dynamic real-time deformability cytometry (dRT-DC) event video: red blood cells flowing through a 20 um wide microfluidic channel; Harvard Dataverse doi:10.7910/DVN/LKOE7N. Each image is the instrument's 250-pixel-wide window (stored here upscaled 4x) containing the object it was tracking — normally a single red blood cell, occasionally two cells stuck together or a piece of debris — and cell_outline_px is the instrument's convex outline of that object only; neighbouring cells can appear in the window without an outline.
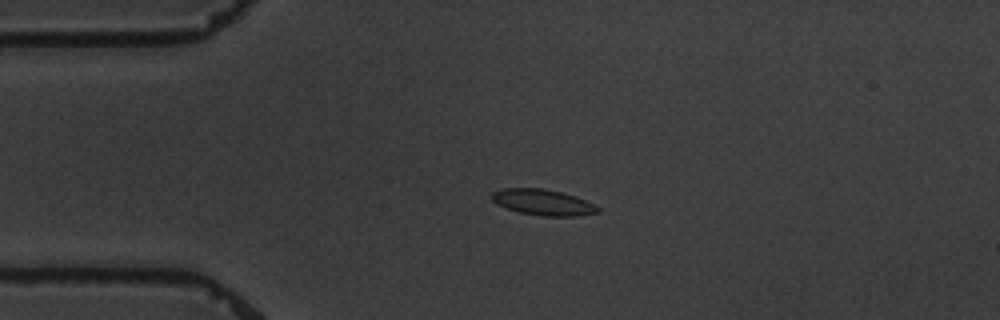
{"species": "common noctule bat (a hibernating species)", "species_latin": "Nyctalus noctula", "temperature_condition": "warm", "stored_images_in_passage": 4, "camera_frame_rate_fps": 3000, "um_per_image_px": 0.085, "animal": {"sex": "male", "body_mass_g": 19.5, "forearm_length_mm": 54.6}, "frame": {"image": 1, "passage_image": 4, "time_ms": 3.333, "image_size_px": [1000, 320], "cell_outline_px": [[600, 212], [576, 216], [540, 216], [520, 212], [496, 204], [492, 200], [492, 192], [504, 188], [544, 188], [576, 196], [596, 204], [600, 208]], "centroid_in_image_um": [46.19, 17.19], "position_along_channel_um": 38.8, "area_um2": 16.07}}